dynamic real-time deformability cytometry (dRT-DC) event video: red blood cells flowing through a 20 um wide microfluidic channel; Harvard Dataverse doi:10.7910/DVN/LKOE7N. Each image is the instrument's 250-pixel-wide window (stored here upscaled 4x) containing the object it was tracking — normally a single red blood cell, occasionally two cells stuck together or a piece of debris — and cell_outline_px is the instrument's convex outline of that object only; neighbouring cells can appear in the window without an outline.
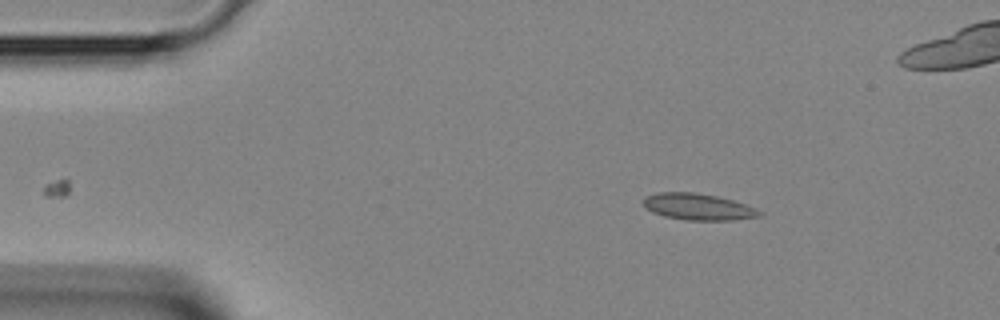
{"species": "Egyptian fruit bat (a non-hibernating species)", "species_latin": "Rousettus aegyptiacus", "temperature_condition": "room temperature", "stored_images_in_passage": 32, "camera_frame_rate_fps": 3000, "um_per_image_px": 0.085, "animal": {"sex": "female"}, "frame": {"image": 1, "passage_image": 1, "time_ms": 0.0, "image_size_px": [1000, 320], "cell_outline_px": [[764, 212], [760, 216], [732, 220], [688, 220], [664, 216], [652, 212], [644, 208], [640, 200], [644, 196], [656, 192], [696, 192], [716, 196], [732, 200], [756, 208]], "centroid_in_image_um": [59.27, 17.56], "position_along_channel_um": 25.7, "area_um2": 18.15}}
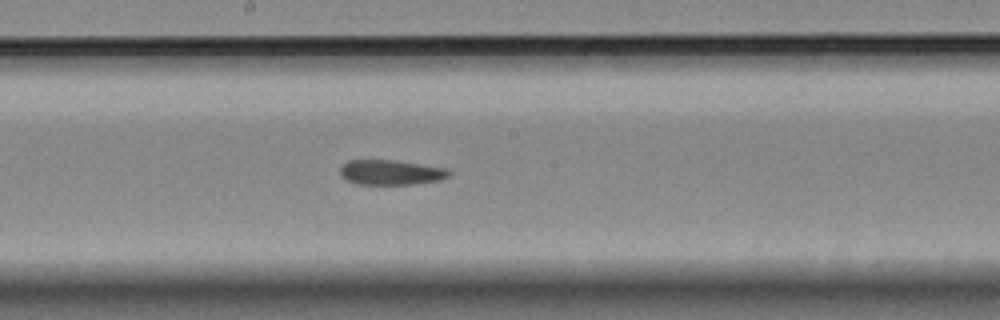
{"frame": {"image": 2, "passage_image": 17, "time_ms": 5.333, "image_size_px": [1000, 320], "cell_outline_px": [[452, 176], [436, 180], [416, 184], [356, 184], [344, 180], [340, 176], [340, 168], [348, 160], [392, 160], [448, 168], [452, 172]], "centroid_in_image_um": [33.22, 14.66], "position_along_channel_um": 215.0, "area_um2": 15.95}}
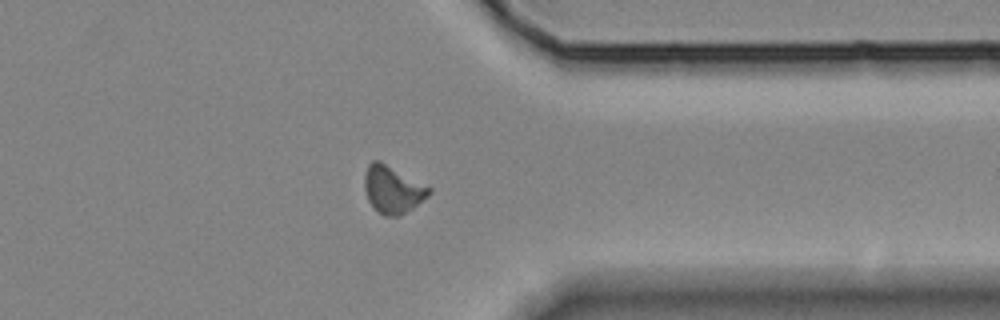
{"frame": {"image": 3, "passage_image": 28, "time_ms": 9.0, "image_size_px": [1000, 320], "cell_outline_px": [[432, 192], [428, 196], [412, 208], [400, 216], [384, 216], [368, 200], [364, 188], [364, 176], [368, 164], [372, 160], [380, 160], [432, 188]], "centroid_in_image_um": [33.38, 16.08], "position_along_channel_um": 378.0, "area_um2": 17.74}}